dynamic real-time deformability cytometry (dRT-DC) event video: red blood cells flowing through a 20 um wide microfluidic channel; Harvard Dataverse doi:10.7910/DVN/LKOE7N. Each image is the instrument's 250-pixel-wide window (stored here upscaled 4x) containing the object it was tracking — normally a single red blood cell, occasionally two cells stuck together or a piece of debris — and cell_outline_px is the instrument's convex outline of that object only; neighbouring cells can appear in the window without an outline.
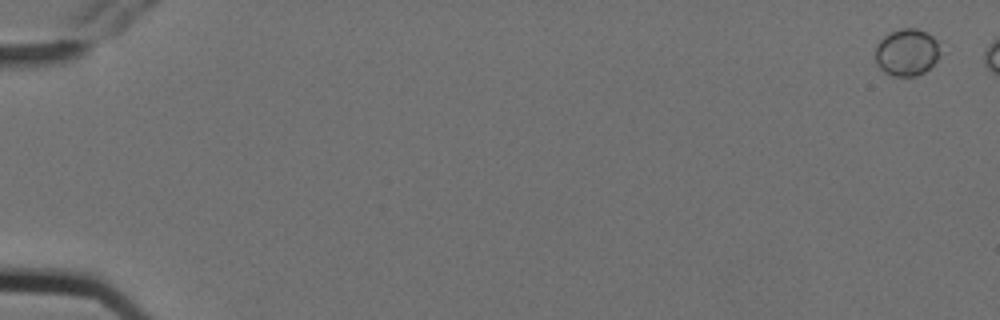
{"species": "Egyptian fruit bat (a non-hibernating species)", "species_latin": "Rousettus aegyptiacus", "temperature_condition": "cold", "stored_images_in_passage": 5, "segment_of_instrument_passage": [2, 2], "camera_frame_rate_fps": 3000, "um_per_image_px": 0.085, "animal": {"sex": "female"}, "frame": {"image": 1, "passage_image": 5, "time_ms": 1.333, "image_size_px": [1000, 320], "cell_outline_px": [[944, 52], [924, 72], [916, 76], [892, 76], [884, 72], [876, 64], [876, 48], [880, 40], [884, 36], [900, 28], [916, 28], [940, 40]], "centroid_in_image_um": [77.14, 4.44], "position_along_channel_um": 7.9, "area_um2": 18.09}}